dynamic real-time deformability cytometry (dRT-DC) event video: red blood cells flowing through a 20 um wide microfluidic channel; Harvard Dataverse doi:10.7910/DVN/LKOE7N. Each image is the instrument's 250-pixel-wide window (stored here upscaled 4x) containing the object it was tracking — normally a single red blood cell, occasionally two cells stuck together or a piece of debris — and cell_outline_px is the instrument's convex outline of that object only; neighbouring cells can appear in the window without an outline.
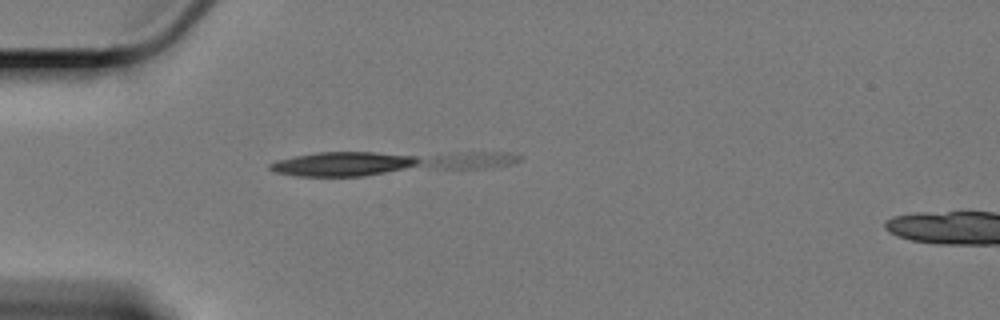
{"species": "Egyptian fruit bat (a non-hibernating species)", "species_latin": "Rousettus aegyptiacus", "temperature_condition": "cold", "stored_images_in_passage": 2, "camera_frame_rate_fps": 3000, "um_per_image_px": 0.085, "animal": {"sex": "female"}, "frame": {"image": 1, "passage_image": 1, "time_ms": 0.0, "image_size_px": [1000, 320], "cell_outline_px": [[520, 160], [508, 164], [480, 168], [364, 176], [296, 176], [272, 172], [268, 168], [268, 164], [276, 160], [316, 152], [500, 152], [520, 156]], "centroid_in_image_um": [32.78, 13.84], "position_along_channel_um": 52.2, "area_um2": 34.56}}